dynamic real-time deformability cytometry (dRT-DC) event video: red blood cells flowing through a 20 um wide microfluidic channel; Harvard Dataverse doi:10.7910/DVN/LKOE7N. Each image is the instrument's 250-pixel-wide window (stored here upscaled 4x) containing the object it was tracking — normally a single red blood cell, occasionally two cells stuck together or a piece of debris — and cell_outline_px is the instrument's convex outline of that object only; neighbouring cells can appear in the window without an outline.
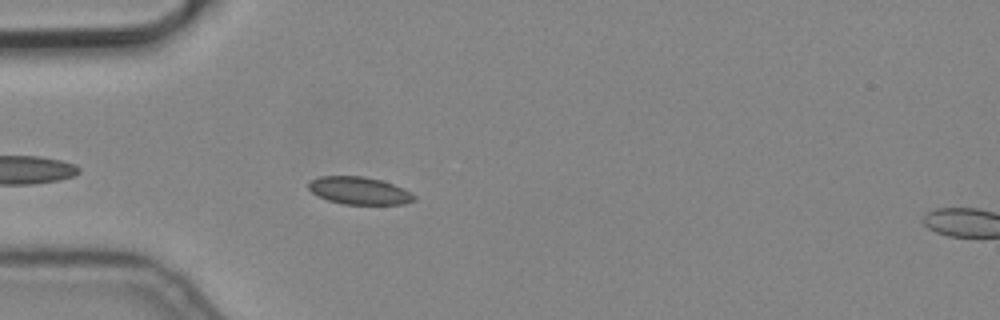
{"species": "common noctule bat (a hibernating species)", "species_latin": "Nyctalus noctula", "temperature_condition": "cold", "stored_images_in_passage": 6, "camera_frame_rate_fps": 3000, "um_per_image_px": 0.085, "animal": {"sex": "male", "body_mass_g": 19.2, "forearm_length_mm": 51.8}, "frame": {"image": 1, "passage_image": 5, "time_ms": 1.333, "image_size_px": [1000, 320], "cell_outline_px": [[416, 200], [404, 204], [344, 204], [328, 200], [312, 192], [308, 188], [308, 180], [320, 176], [364, 176], [380, 180], [404, 188], [412, 192], [416, 196]], "centroid_in_image_um": [30.55, 16.2], "position_along_channel_um": 54.5, "area_um2": 16.99}}